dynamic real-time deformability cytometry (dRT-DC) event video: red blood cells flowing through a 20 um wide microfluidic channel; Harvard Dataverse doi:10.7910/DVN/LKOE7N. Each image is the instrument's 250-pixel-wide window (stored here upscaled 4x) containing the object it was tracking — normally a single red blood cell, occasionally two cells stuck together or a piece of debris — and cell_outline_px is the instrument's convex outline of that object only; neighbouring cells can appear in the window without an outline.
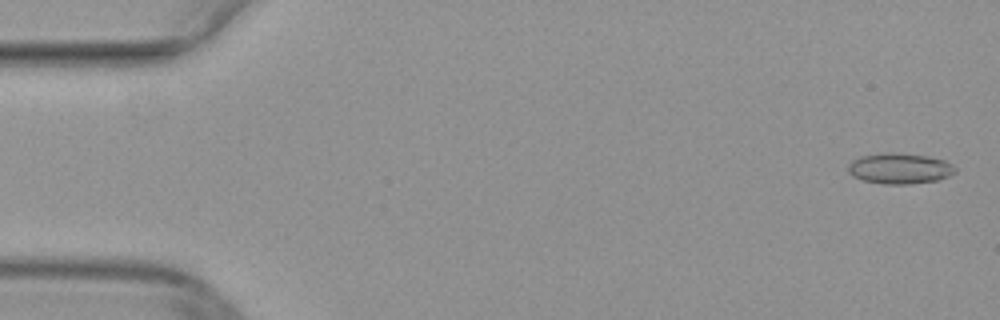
{"species": "common noctule bat (a hibernating species)", "species_latin": "Nyctalus noctula", "temperature_condition": "warm", "stored_images_in_passage": 51, "camera_frame_rate_fps": 3000, "um_per_image_px": 0.085, "animal": {"sex": "female", "body_mass_g": 29.2, "forearm_length_mm": 56.3}, "frame": {"image": 1, "passage_image": 2, "time_ms": 0.333, "image_size_px": [1000, 320], "cell_outline_px": [[956, 172], [948, 176], [936, 180], [912, 184], [884, 184], [864, 180], [852, 176], [848, 172], [848, 164], [852, 160], [860, 156], [884, 152], [900, 152], [924, 156], [944, 160], [952, 164], [956, 168]], "centroid_in_image_um": [76.45, 14.31], "position_along_channel_um": 8.6, "area_um2": 19.25}}
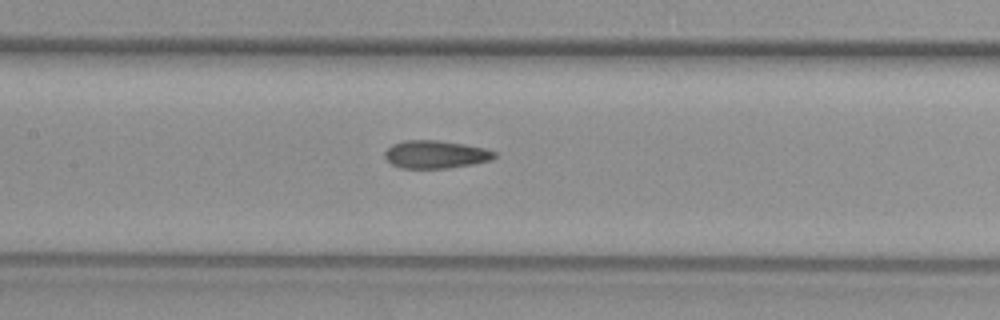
{"frame": {"image": 2, "passage_image": 24, "time_ms": 7.667, "image_size_px": [1000, 320], "cell_outline_px": [[496, 156], [492, 160], [472, 164], [448, 168], [400, 168], [392, 164], [384, 156], [384, 152], [392, 144], [404, 140], [436, 140], [464, 144], [484, 148], [496, 152]], "centroid_in_image_um": [37.02, 13.12], "position_along_channel_um": 170.4, "area_um2": 17.8}}
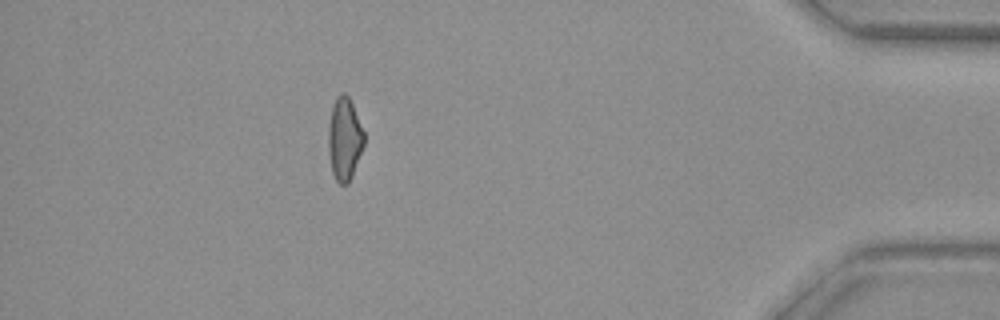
{"frame": {"image": 3, "passage_image": 45, "time_ms": 14.667, "image_size_px": [1000, 320], "cell_outline_px": [[364, 144], [352, 176], [348, 184], [340, 184], [336, 180], [332, 172], [328, 152], [328, 128], [332, 108], [336, 96], [340, 92], [344, 92], [348, 96], [352, 104], [364, 132]], "centroid_in_image_um": [29.27, 11.81], "position_along_channel_um": 405.9, "area_um2": 17.17}}